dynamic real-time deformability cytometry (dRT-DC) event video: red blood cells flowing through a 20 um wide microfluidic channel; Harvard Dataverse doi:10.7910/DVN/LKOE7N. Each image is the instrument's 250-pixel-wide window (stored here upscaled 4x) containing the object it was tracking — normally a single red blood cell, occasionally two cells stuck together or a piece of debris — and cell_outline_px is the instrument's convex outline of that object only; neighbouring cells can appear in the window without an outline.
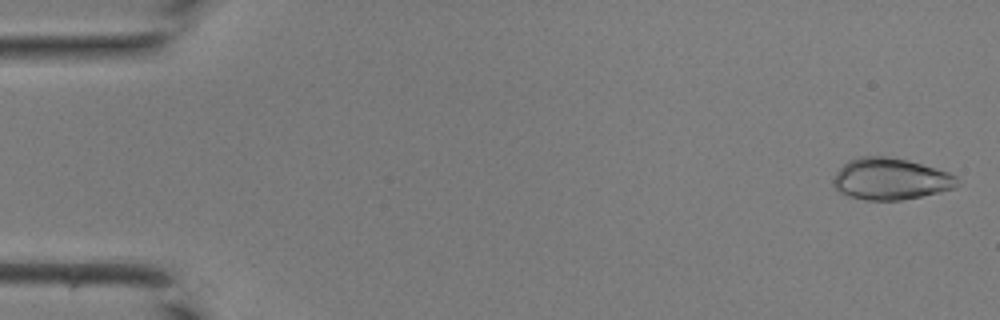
{"species": "common noctule bat (a hibernating species)", "species_latin": "Nyctalus noctula", "temperature_condition": "room temperature", "stored_images_in_passage": 31, "camera_frame_rate_fps": 3000, "um_per_image_px": 0.085, "animal": {"sex": "male", "body_mass_g": 19.0, "forearm_length_mm": 50.8}, "frame": {"image": 1, "passage_image": 1, "time_ms": 0.0, "image_size_px": [1000, 320], "cell_outline_px": [[960, 184], [956, 188], [920, 196], [900, 200], [864, 200], [848, 196], [840, 192], [832, 184], [832, 180], [836, 172], [848, 160], [860, 156], [888, 156], [908, 160], [948, 172], [956, 176]], "centroid_in_image_um": [75.68, 15.21], "position_along_channel_um": 9.3, "area_um2": 30.11}}
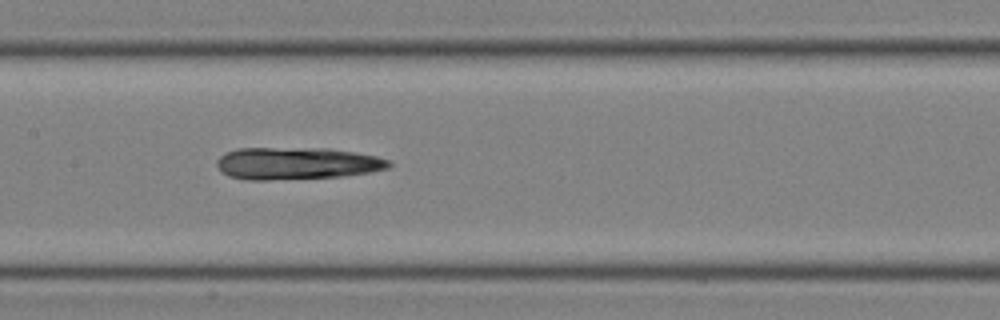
{"frame": {"image": 2, "passage_image": 21, "time_ms": 6.667, "image_size_px": [1000, 320], "cell_outline_px": [[392, 164], [388, 168], [372, 172], [340, 176], [268, 180], [248, 180], [228, 176], [220, 172], [216, 164], [216, 160], [220, 156], [228, 152], [240, 148], [328, 148], [376, 156], [392, 160]], "centroid_in_image_um": [25.21, 13.89], "position_along_channel_um": 182.2, "area_um2": 32.37}}
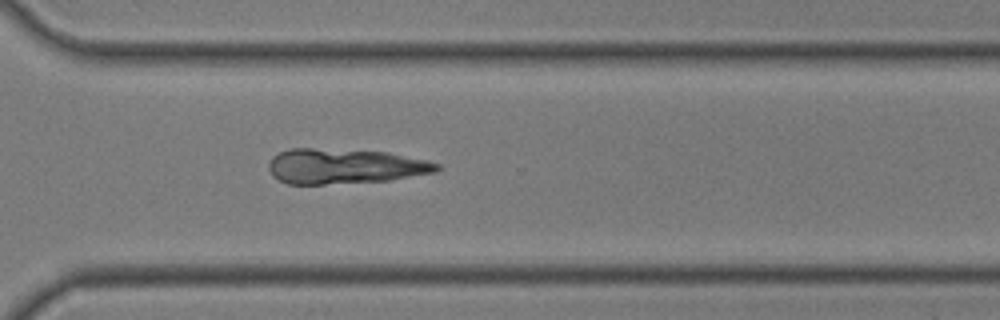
{"frame": {"image": 3, "passage_image": 31, "time_ms": 10.0, "image_size_px": [1000, 320], "cell_outline_px": [[440, 168], [436, 172], [388, 180], [324, 184], [288, 184], [272, 176], [268, 168], [268, 164], [272, 156], [280, 152], [292, 148], [312, 148], [388, 152], [424, 160], [440, 164]], "centroid_in_image_um": [29.26, 14.13], "position_along_channel_um": 341.3, "area_um2": 34.16}}